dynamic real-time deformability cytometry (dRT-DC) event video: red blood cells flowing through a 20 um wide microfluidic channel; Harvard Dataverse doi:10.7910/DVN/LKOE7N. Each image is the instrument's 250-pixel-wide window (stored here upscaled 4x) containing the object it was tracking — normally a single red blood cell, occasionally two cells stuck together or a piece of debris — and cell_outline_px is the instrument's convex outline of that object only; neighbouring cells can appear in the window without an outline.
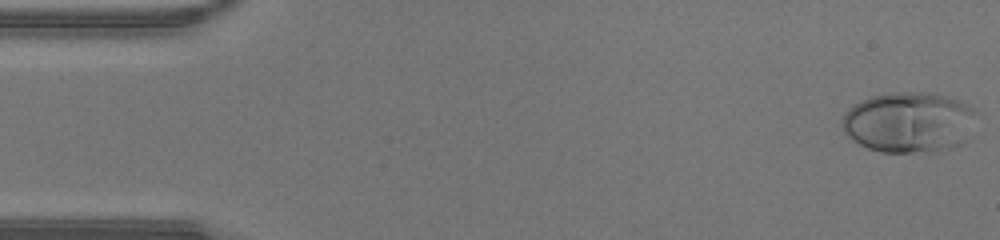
{"species": "human", "species_latin": "Homo sapiens", "temperature_condition": "warm", "stored_images_in_passage": 45, "camera_frame_rate_fps": 3000, "um_per_image_px": 0.085, "donor": {"sex": "male"}, "frame": {"image": 1, "passage_image": 1, "time_ms": 0.0, "image_size_px": [1000, 240], "cell_outline_px": [[976, 112], [964, 140], [960, 144], [948, 148], [932, 152], [880, 152], [868, 148], [852, 140], [844, 132], [840, 124], [840, 120], [844, 112], [848, 108], [872, 96], [892, 92], [928, 92], [960, 100], [968, 104]], "centroid_in_image_um": [77.19, 10.39], "position_along_channel_um": 7.8, "area_um2": 47.28}}
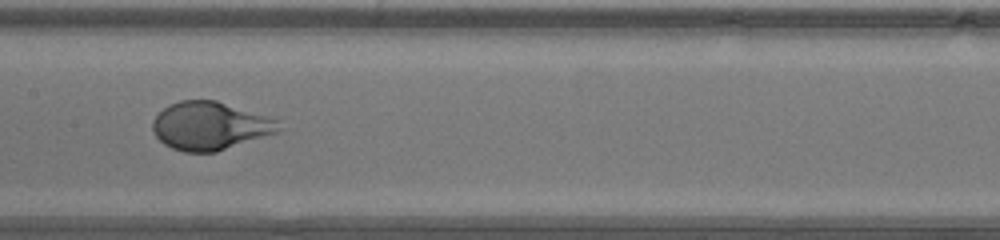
{"frame": {"image": 2, "passage_image": 22, "time_ms": 7.0, "image_size_px": [1000, 240], "cell_outline_px": [[276, 132], [216, 152], [184, 152], [172, 148], [164, 144], [156, 136], [152, 128], [152, 120], [168, 104], [180, 100], [216, 100], [268, 116], [276, 120]], "centroid_in_image_um": [17.77, 10.69], "position_along_channel_um": 189.6, "area_um2": 34.85}}
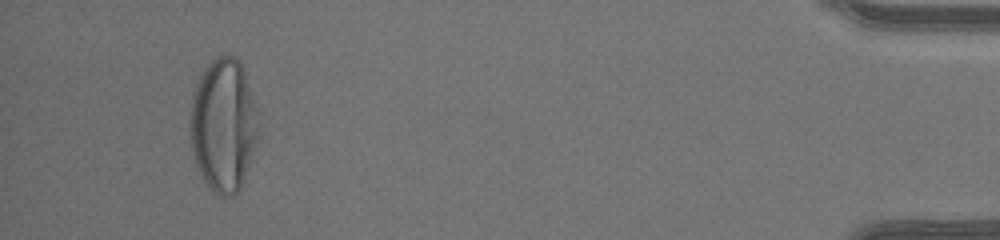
{"frame": {"image": 3, "passage_image": 42, "time_ms": 13.667, "image_size_px": [1000, 240], "cell_outline_px": [[260, 112], [256, 136], [240, 188], [232, 196], [220, 196], [204, 180], [196, 164], [192, 152], [188, 136], [188, 120], [192, 96], [196, 84], [204, 68], [216, 56], [228, 52], [236, 56], [240, 60]], "centroid_in_image_um": [18.96, 10.52], "position_along_channel_um": 416.2, "area_um2": 53.41}}